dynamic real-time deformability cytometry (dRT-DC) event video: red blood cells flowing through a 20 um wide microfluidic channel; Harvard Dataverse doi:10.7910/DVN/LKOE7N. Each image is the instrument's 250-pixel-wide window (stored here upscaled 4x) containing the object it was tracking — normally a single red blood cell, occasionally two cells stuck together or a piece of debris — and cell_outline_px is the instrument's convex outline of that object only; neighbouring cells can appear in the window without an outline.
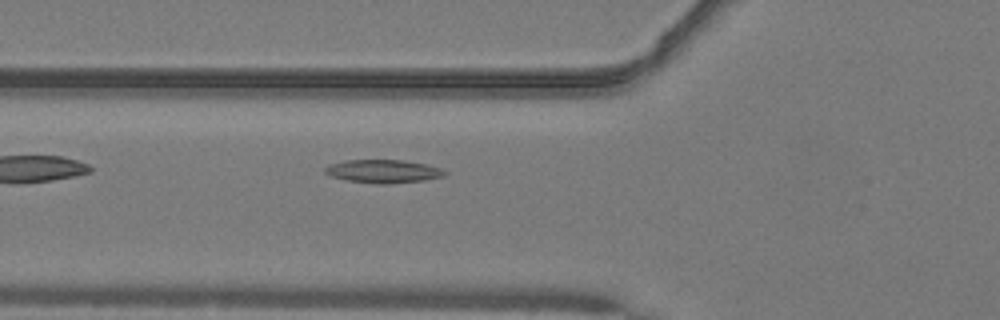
{"species": "common noctule bat (a hibernating species)", "species_latin": "Nyctalus noctula", "temperature_condition": "warm", "stored_images_in_passage": 32, "camera_frame_rate_fps": 3000, "um_per_image_px": 0.085, "animal": {"sex": "male", "body_mass_g": 19.2, "forearm_length_mm": 51.8}, "frame": {"image": 1, "passage_image": 3, "time_ms": 0.667, "image_size_px": [1000, 320], "cell_outline_px": [[448, 172], [444, 176], [424, 180], [388, 184], [376, 184], [348, 180], [332, 176], [324, 172], [324, 168], [328, 164], [348, 160], [404, 160], [428, 164], [440, 168]], "centroid_in_image_um": [32.59, 14.55], "position_along_channel_um": 93.2, "area_um2": 16.24}}
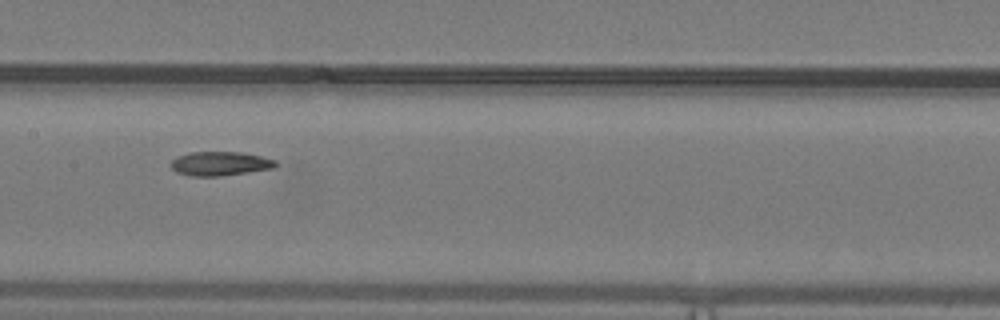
{"frame": {"image": 2, "passage_image": 10, "time_ms": 3.0, "image_size_px": [1000, 320], "cell_outline_px": [[276, 168], [220, 176], [188, 176], [176, 172], [168, 164], [176, 156], [188, 152], [240, 152], [260, 156], [276, 160]], "centroid_in_image_um": [18.66, 13.91], "position_along_channel_um": 188.7, "area_um2": 14.85}}
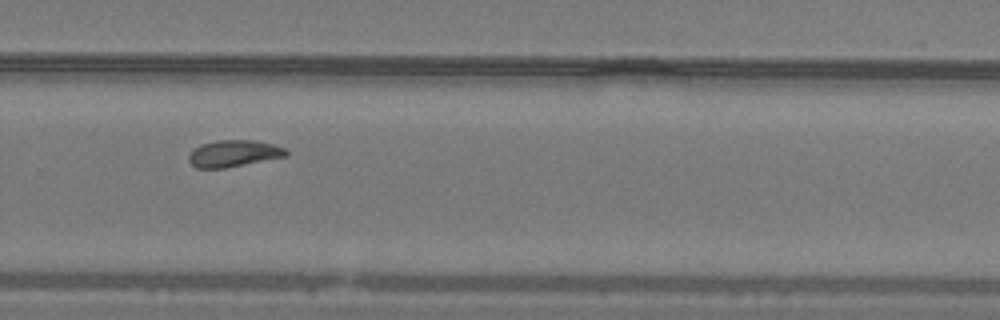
{"frame": {"image": 3, "passage_image": 19, "time_ms": 6.0, "image_size_px": [1000, 320], "cell_outline_px": [[288, 156], [224, 168], [196, 168], [188, 160], [188, 156], [196, 148], [204, 144], [216, 140], [256, 140], [272, 144], [284, 148], [288, 152]], "centroid_in_image_um": [19.89, 13.05], "position_along_channel_um": 309.9, "area_um2": 14.97}, "authors_computed_cell_mechanics": {"area_um2": 15.028, "velocity_mm_per_s": 4.0627, "shape_relaxation_time_tau1_ms": 8.1127, "shape_relaxation_time_tau2_ms": 2.6289, "deformation_change_tau1": 0.1884, "deformation_change_tau2": 0.0822}}